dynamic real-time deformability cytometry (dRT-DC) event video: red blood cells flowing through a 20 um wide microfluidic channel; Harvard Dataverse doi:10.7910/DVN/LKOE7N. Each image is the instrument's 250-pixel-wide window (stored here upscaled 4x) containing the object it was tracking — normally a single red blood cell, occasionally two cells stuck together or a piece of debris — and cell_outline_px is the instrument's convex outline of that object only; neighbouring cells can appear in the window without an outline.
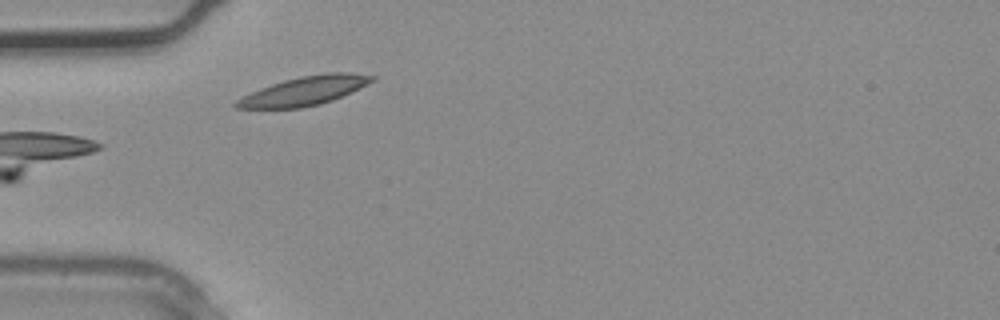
{"species": "common noctule bat (a hibernating species)", "species_latin": "Nyctalus noctula", "temperature_condition": "warm", "stored_images_in_passage": 3, "camera_frame_rate_fps": 3000, "um_per_image_px": 0.085, "animal": {"sex": "male", "body_mass_g": 20.4}, "frame": {"image": 1, "passage_image": 3, "time_ms": 0.667, "image_size_px": [1000, 320], "cell_outline_px": [[376, 80], [360, 88], [332, 100], [320, 104], [300, 108], [236, 108], [232, 104], [236, 100], [260, 88], [284, 80], [300, 76], [328, 72], [348, 72], [376, 76]], "centroid_in_image_um": [25.9, 7.71], "position_along_channel_um": 59.1, "area_um2": 22.72}}